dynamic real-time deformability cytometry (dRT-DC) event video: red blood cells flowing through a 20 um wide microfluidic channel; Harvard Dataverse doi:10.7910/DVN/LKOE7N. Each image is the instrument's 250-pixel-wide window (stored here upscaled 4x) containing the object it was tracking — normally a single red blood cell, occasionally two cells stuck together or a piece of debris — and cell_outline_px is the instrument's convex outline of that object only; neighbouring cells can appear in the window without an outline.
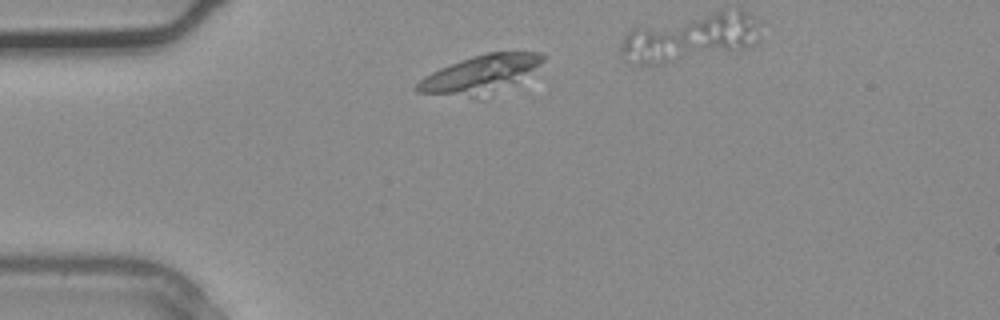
{"species": "common noctule bat (a hibernating species)", "species_latin": "Nyctalus noctula", "temperature_condition": "warm", "stored_images_in_passage": 3, "camera_frame_rate_fps": 3000, "um_per_image_px": 0.085, "animal": {"sex": "male", "body_mass_g": 20.4}, "frame": {"image": 1, "passage_image": 1, "time_ms": 0.0, "image_size_px": [1000, 320], "cell_outline_px": [[544, 60], [516, 80], [484, 100], [480, 100], [416, 92], [412, 88], [424, 76], [440, 68], [460, 60], [472, 56], [488, 52], [544, 52]], "centroid_in_image_um": [40.71, 6.36], "position_along_channel_um": 44.3, "area_um2": 27.86}}